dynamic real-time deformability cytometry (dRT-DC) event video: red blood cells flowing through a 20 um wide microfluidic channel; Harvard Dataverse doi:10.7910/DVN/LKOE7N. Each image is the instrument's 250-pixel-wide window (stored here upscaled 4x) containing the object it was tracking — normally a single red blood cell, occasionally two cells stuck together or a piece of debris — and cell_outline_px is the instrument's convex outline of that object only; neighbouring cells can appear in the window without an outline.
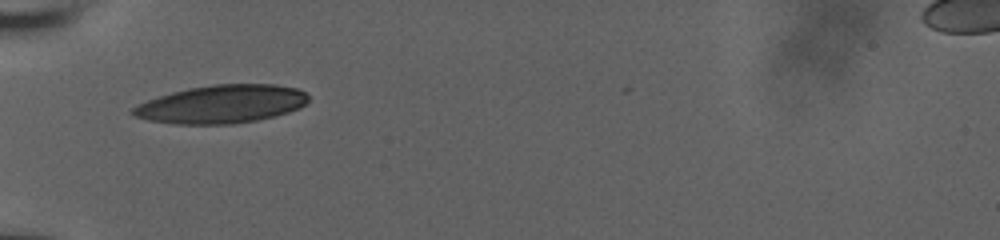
{"species": "human", "species_latin": "Homo sapiens", "temperature_condition": "room temperature", "stored_images_in_passage": 30, "camera_frame_rate_fps": 3000, "um_per_image_px": 0.085, "donor": {"sex": "male"}, "frame": {"image": 1, "passage_image": 1, "time_ms": 0.0, "image_size_px": [1000, 240], "cell_outline_px": [[308, 100], [300, 108], [276, 116], [256, 120], [232, 124], [176, 124], [148, 120], [132, 116], [128, 112], [132, 108], [148, 100], [172, 92], [188, 88], [212, 84], [276, 84], [300, 88], [308, 96]], "centroid_in_image_um": [18.84, 8.85], "position_along_channel_um": 66.2, "area_um2": 39.19}}
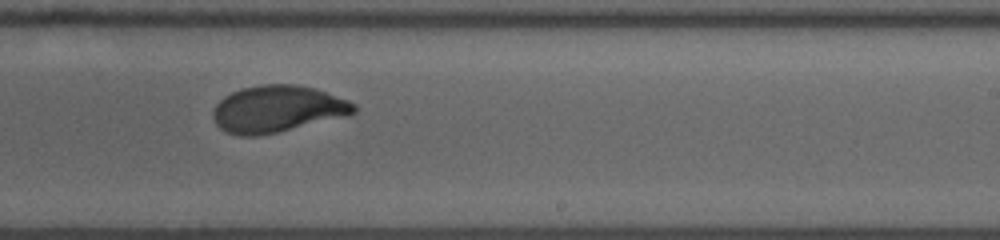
{"frame": {"image": 2, "passage_image": 17, "time_ms": 5.333, "image_size_px": [1000, 240], "cell_outline_px": [[356, 112], [348, 116], [276, 132], [256, 136], [240, 136], [224, 132], [216, 124], [212, 116], [212, 112], [216, 104], [224, 96], [232, 92], [244, 88], [264, 84], [296, 84], [316, 88], [348, 100], [356, 104]], "centroid_in_image_um": [23.58, 9.26], "position_along_channel_um": 265.4, "area_um2": 38.49}}
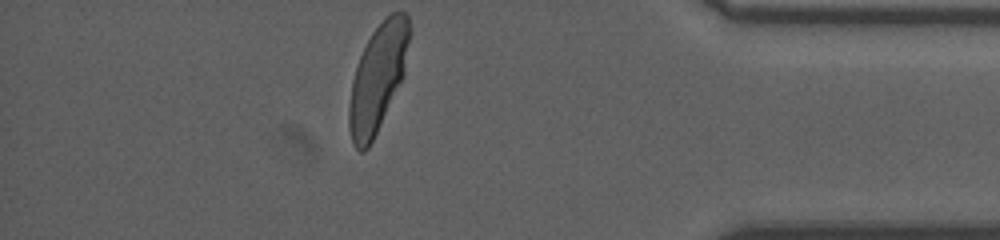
{"frame": {"image": 3, "passage_image": 30, "time_ms": 9.667, "image_size_px": [1000, 240], "cell_outline_px": [[412, 32], [404, 76], [368, 148], [364, 152], [360, 152], [352, 144], [348, 124], [348, 108], [352, 80], [360, 56], [372, 32], [384, 16], [392, 12], [404, 12], [408, 16]], "centroid_in_image_um": [32.13, 6.57], "position_along_channel_um": 403.1, "area_um2": 37.92}, "authors_computed_cell_mechanics": {"area_um2": 38.2925, "velocity_mm_per_s": 3.8361, "shape_relaxation_time_tau1_ms": 4.1097, "shape_relaxation_time_tau2_ms": null, "deformation_change_tau1": 0.1908, "deformation_change_tau2": null}}